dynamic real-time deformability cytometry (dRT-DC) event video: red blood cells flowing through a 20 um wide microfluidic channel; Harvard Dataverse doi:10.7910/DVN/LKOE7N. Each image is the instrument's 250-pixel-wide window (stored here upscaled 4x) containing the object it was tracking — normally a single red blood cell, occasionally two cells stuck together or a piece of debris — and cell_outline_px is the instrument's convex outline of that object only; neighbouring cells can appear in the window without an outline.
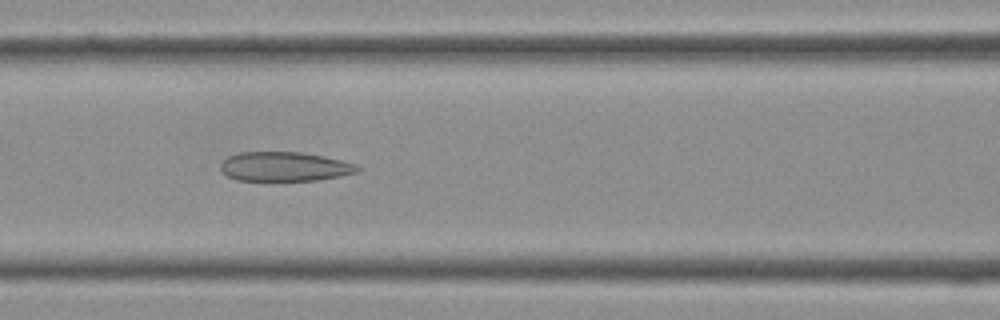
{"species": "Egyptian fruit bat (a non-hibernating species)", "species_latin": "Rousettus aegyptiacus", "temperature_condition": "cold", "stored_images_in_passage": 38, "camera_frame_rate_fps": 3000, "um_per_image_px": 0.085, "frame": {"image": 1, "passage_image": 15, "time_ms": 4.667, "image_size_px": [1000, 320], "cell_outline_px": [[360, 168], [356, 172], [340, 176], [316, 180], [236, 180], [228, 176], [220, 168], [220, 164], [228, 156], [240, 152], [300, 152], [324, 156], [356, 164]], "centroid_in_image_um": [24.17, 14.15], "position_along_channel_um": 142.4, "area_um2": 23.18}}
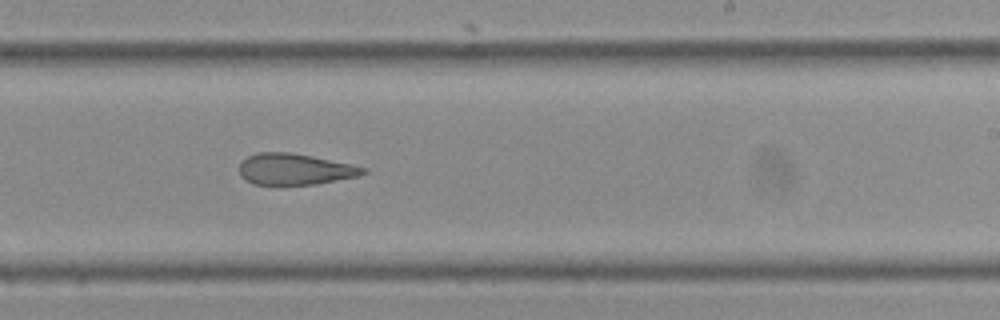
{"frame": {"image": 2, "passage_image": 22, "time_ms": 7.0, "image_size_px": [1000, 320], "cell_outline_px": [[368, 172], [360, 176], [316, 184], [276, 188], [252, 184], [244, 180], [240, 176], [240, 160], [256, 152], [288, 152], [312, 156], [352, 164], [368, 168]], "centroid_in_image_um": [25.02, 14.43], "position_along_channel_um": 264.0, "area_um2": 23.64}}
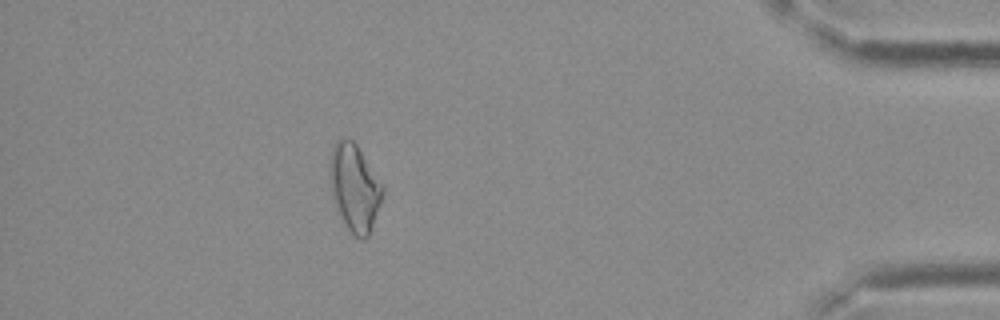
{"frame": {"image": 3, "passage_image": 33, "time_ms": 10.667, "image_size_px": [1000, 320], "cell_outline_px": [[384, 192], [380, 204], [368, 236], [364, 240], [360, 240], [348, 228], [332, 196], [328, 172], [332, 148], [336, 140], [344, 136], [352, 140], [356, 144], [384, 188]], "centroid_in_image_um": [30.12, 15.9], "position_along_channel_um": 405.1, "area_um2": 26.3}}